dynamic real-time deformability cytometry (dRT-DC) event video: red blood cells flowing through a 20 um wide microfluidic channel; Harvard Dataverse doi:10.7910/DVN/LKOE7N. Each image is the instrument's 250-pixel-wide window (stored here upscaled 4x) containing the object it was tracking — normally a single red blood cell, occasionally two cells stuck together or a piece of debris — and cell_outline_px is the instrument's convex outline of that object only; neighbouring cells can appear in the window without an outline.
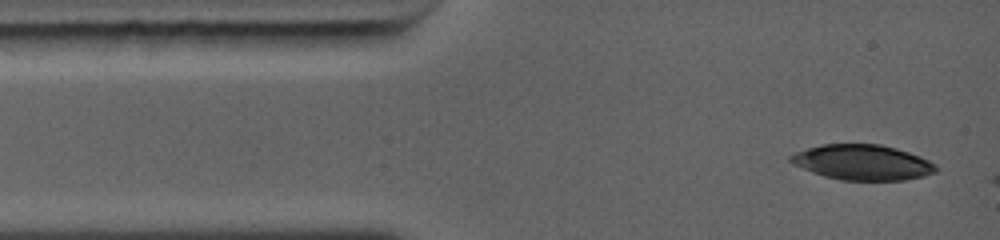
{"species": "common noctule bat (a hibernating species)", "species_latin": "Nyctalus noctula", "temperature_condition": "warm", "stored_images_in_passage": 14, "camera_frame_rate_fps": 5000, "um_per_image_px": 0.085, "animal": {"sex": "female", "body_mass_g": 19.0, "forearm_length_mm": 56.7}, "frame": {"image": 1, "passage_image": 1, "time_ms": 0.0, "image_size_px": [1000, 240], "cell_outline_px": [[936, 172], [924, 176], [904, 180], [840, 180], [824, 176], [812, 172], [792, 164], [788, 160], [788, 156], [796, 152], [820, 144], [880, 144], [896, 148], [920, 156], [936, 164]], "centroid_in_image_um": [73.29, 13.8], "position_along_channel_um": 11.7, "area_um2": 29.94}}
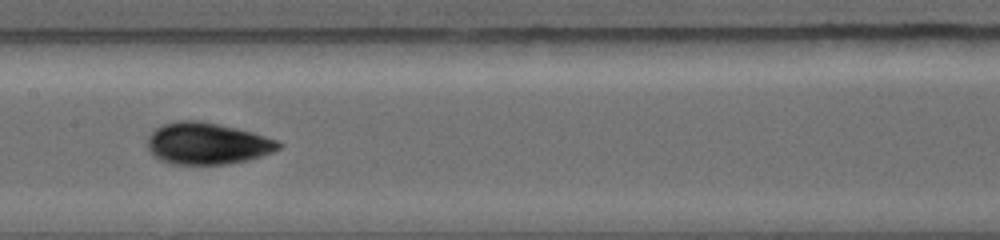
{"frame": {"image": 2, "passage_image": 8, "time_ms": 5.2, "image_size_px": [1000, 240], "cell_outline_px": [[284, 144], [280, 148], [272, 152], [248, 160], [228, 164], [168, 164], [160, 160], [148, 148], [148, 136], [156, 128], [164, 124], [176, 120], [200, 120], [236, 128], [252, 132], [276, 140]], "centroid_in_image_um": [17.61, 12.2], "position_along_channel_um": 189.8, "area_um2": 31.79}}
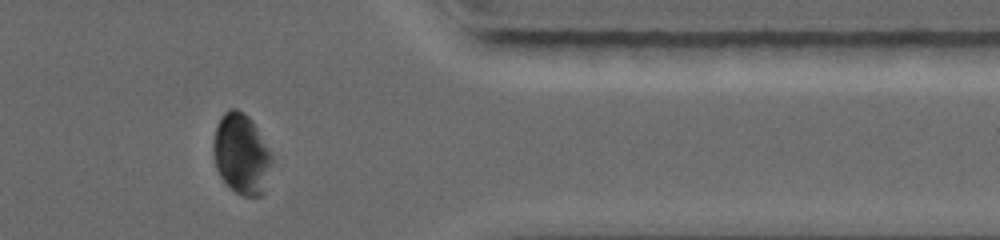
{"frame": {"image": 3, "passage_image": 13, "time_ms": 10.0, "image_size_px": [1000, 240], "cell_outline_px": [[272, 160], [264, 192], [260, 196], [244, 196], [236, 192], [220, 176], [216, 168], [212, 152], [212, 144], [216, 128], [224, 112], [228, 108], [236, 108], [244, 112], [252, 120], [272, 152]], "centroid_in_image_um": [20.52, 13.06], "position_along_channel_um": 390.9, "area_um2": 27.51}}